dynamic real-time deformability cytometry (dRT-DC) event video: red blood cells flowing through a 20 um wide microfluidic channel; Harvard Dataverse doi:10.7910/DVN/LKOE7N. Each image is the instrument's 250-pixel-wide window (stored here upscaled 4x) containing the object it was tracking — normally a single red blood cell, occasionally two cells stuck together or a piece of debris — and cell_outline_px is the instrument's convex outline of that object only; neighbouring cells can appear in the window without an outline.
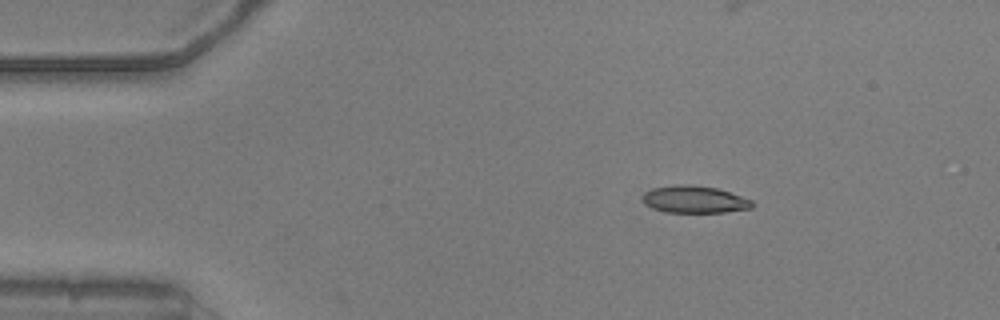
{"species": "common noctule bat (a hibernating species)", "species_latin": "Nyctalus noctula", "temperature_condition": "warm", "stored_images_in_passage": 45, "camera_frame_rate_fps": 3000, "um_per_image_px": 0.085, "animal": {"sex": "male", "body_mass_g": 20.5, "forearm_length_mm": 52.5}, "frame": {"image": 1, "passage_image": 1, "time_ms": 0.0, "image_size_px": [1000, 320], "cell_outline_px": [[756, 204], [752, 208], [724, 212], [664, 212], [652, 208], [644, 204], [640, 200], [640, 196], [644, 192], [652, 188], [676, 184], [692, 184], [716, 188], [752, 200]], "centroid_in_image_um": [58.97, 16.95], "position_along_channel_um": 26.0, "area_um2": 17.63}}
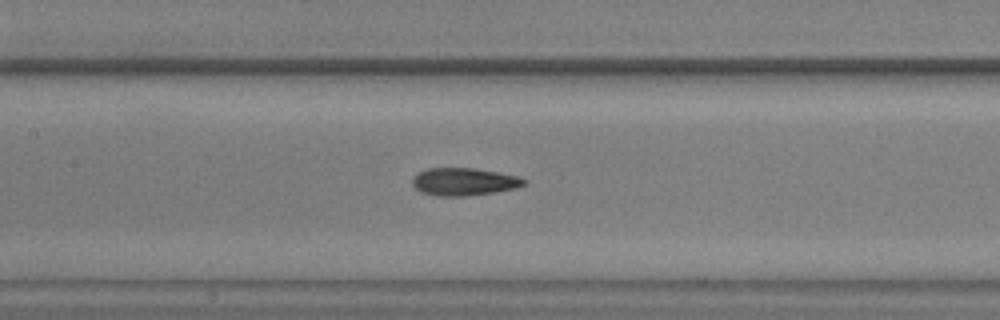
{"frame": {"image": 2, "passage_image": 17, "time_ms": 5.333, "image_size_px": [1000, 320], "cell_outline_px": [[528, 180], [524, 184], [516, 188], [496, 192], [464, 196], [436, 196], [420, 192], [412, 184], [412, 180], [420, 172], [428, 168], [476, 168], [520, 176]], "centroid_in_image_um": [39.47, 15.45], "position_along_channel_um": 167.9, "area_um2": 18.03}}
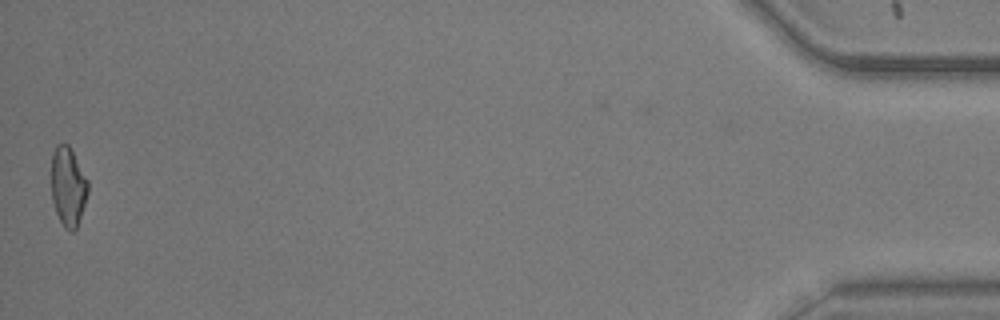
{"frame": {"image": 3, "passage_image": 45, "time_ms": 14.667, "image_size_px": [1000, 320], "cell_outline_px": [[88, 192], [76, 228], [72, 232], [68, 232], [64, 228], [56, 212], [52, 200], [52, 152], [56, 144], [68, 144], [88, 180]], "centroid_in_image_um": [5.78, 15.86], "position_along_channel_um": 429.4, "area_um2": 16.7}, "authors_computed_cell_mechanics": {"area_um2": 17.6868, "velocity_mm_per_s": 3.8337, "shape_relaxation_time_tau1_ms": 4.6934, "shape_relaxation_time_tau2_ms": 2.808, "deformation_change_tau1": 0.1722, "deformation_change_tau2": 0.0949}}